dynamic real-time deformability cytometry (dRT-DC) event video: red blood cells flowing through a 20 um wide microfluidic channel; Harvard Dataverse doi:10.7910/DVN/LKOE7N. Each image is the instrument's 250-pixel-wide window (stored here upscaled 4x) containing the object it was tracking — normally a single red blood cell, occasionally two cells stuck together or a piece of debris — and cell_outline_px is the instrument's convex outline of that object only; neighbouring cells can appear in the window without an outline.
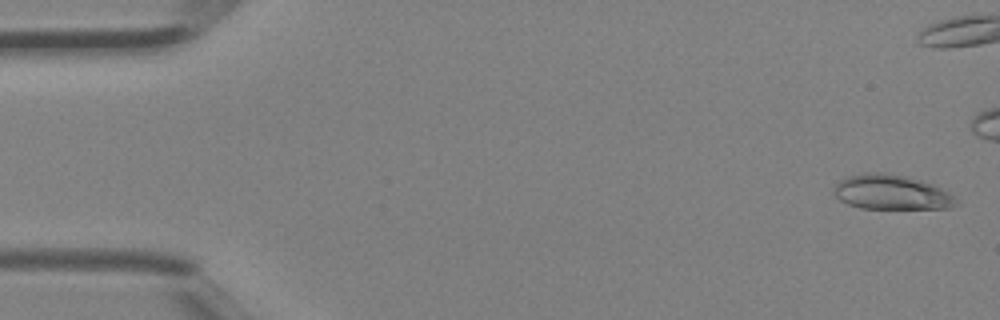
{"species": "Egyptian fruit bat (a non-hibernating species)", "species_latin": "Rousettus aegyptiacus", "temperature_condition": "room temperature", "stored_images_in_passage": 34, "camera_frame_rate_fps": 3000, "um_per_image_px": 0.085, "animal": {"sex": "female"}, "frame": {"image": 1, "passage_image": 2, "time_ms": 0.333, "image_size_px": [1000, 320], "cell_outline_px": [[960, 204], [948, 208], [860, 208], [848, 204], [840, 200], [832, 192], [832, 188], [840, 180], [848, 176], [864, 172], [888, 172], [920, 180], [932, 184], [948, 192]], "centroid_in_image_um": [75.73, 16.33], "position_along_channel_um": 9.3, "area_um2": 24.74}}
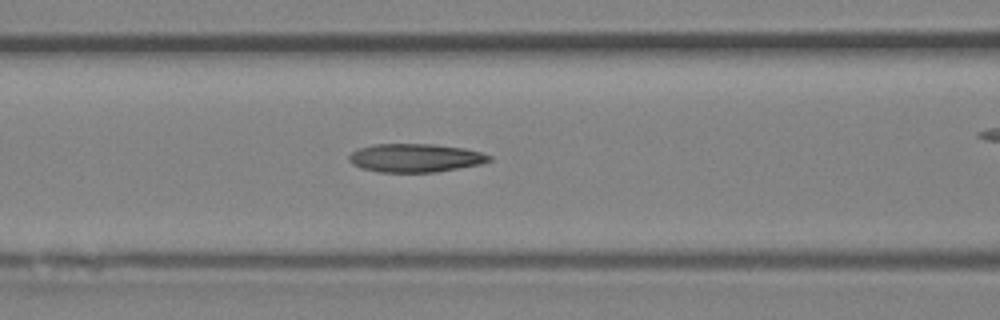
{"frame": {"image": 2, "passage_image": 18, "time_ms": 5.667, "image_size_px": [1000, 320], "cell_outline_px": [[492, 160], [484, 164], [436, 172], [380, 172], [360, 168], [352, 164], [348, 160], [348, 156], [356, 148], [376, 144], [432, 144], [464, 148], [480, 152], [492, 156]], "centroid_in_image_um": [35.3, 13.42], "position_along_channel_um": 131.3, "area_um2": 23.47}}
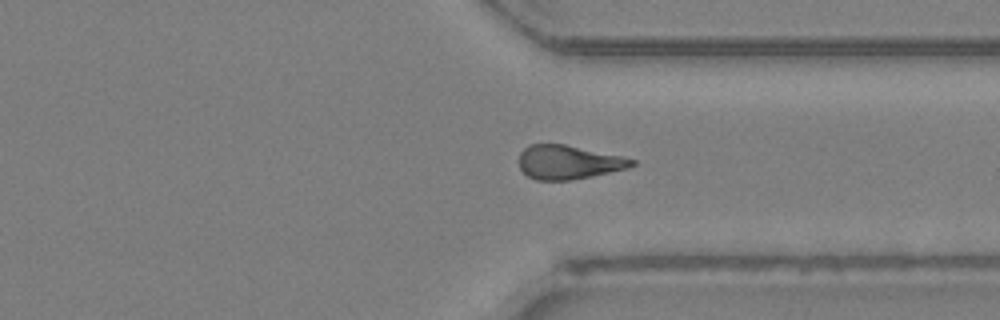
{"frame": {"image": 3, "passage_image": 32, "time_ms": 10.333, "image_size_px": [1000, 320], "cell_outline_px": [[636, 164], [628, 168], [572, 180], [536, 180], [528, 176], [520, 168], [520, 152], [528, 144], [564, 144], [624, 156], [636, 160]], "centroid_in_image_um": [48.34, 13.78], "position_along_channel_um": 363.1, "area_um2": 22.31}}